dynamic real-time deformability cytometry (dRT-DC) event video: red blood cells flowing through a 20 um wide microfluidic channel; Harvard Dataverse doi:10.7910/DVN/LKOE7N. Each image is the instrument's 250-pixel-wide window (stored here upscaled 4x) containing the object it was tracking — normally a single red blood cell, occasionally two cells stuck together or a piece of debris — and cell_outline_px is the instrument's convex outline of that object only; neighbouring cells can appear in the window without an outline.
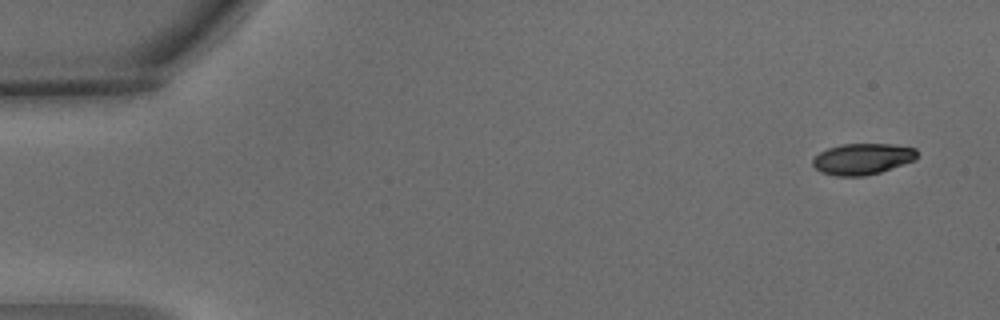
{"species": "common noctule bat (a hibernating species)", "species_latin": "Nyctalus noctula", "temperature_condition": "warm", "stored_images_in_passage": 5, "camera_frame_rate_fps": 3000, "um_per_image_px": 0.085, "animal": {"sex": "male", "body_mass_g": 15.6}, "frame": {"image": 1, "passage_image": 1, "time_ms": 0.0, "image_size_px": [1000, 320], "cell_outline_px": [[916, 160], [880, 172], [864, 176], [836, 176], [820, 172], [812, 164], [812, 160], [820, 152], [828, 148], [840, 144], [892, 144], [916, 148]], "centroid_in_image_um": [73.3, 13.51], "position_along_channel_um": 11.7, "area_um2": 18.96}}
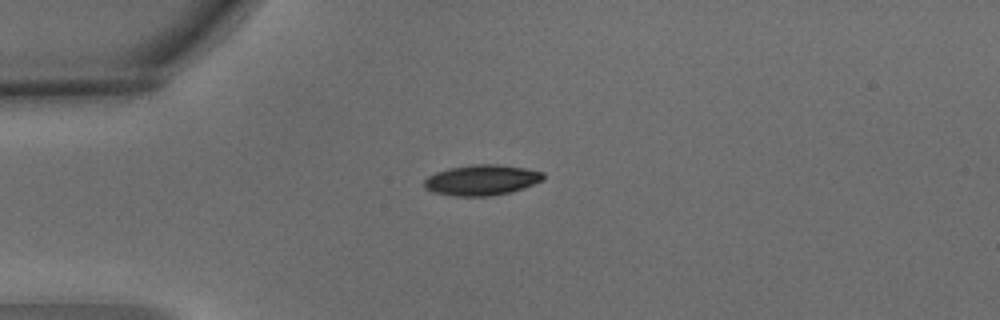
{"frame": {"image": 2, "passage_image": 4, "time_ms": 1.0, "image_size_px": [1000, 320], "cell_outline_px": [[544, 180], [524, 188], [512, 192], [492, 196], [452, 196], [432, 192], [424, 188], [424, 180], [428, 176], [436, 172], [448, 168], [472, 164], [500, 164], [524, 168], [544, 172]], "centroid_in_image_um": [40.94, 15.31], "position_along_channel_um": 44.1, "area_um2": 21.5}}